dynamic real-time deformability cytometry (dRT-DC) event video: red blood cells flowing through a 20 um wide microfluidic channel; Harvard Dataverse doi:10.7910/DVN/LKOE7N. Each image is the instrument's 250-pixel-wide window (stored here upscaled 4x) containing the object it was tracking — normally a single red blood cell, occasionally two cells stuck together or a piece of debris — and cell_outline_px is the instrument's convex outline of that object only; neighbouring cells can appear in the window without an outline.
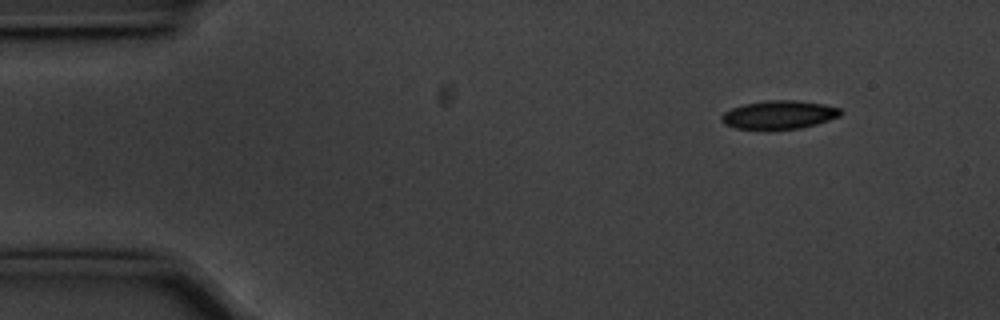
{"species": "common noctule bat (a hibernating species)", "species_latin": "Nyctalus noctula", "temperature_condition": "cold", "stored_images_in_passage": 51, "camera_frame_rate_fps": 3000, "um_per_image_px": 0.085, "animal": {"sex": "male", "body_mass_g": 20.1, "forearm_length_mm": 53.5}, "frame": {"image": 1, "passage_image": 1, "time_ms": 0.0, "image_size_px": [1000, 320], "cell_outline_px": [[840, 116], [816, 124], [800, 128], [736, 128], [724, 124], [720, 120], [720, 116], [724, 112], [732, 108], [744, 104], [764, 100], [796, 100], [824, 104], [840, 108]], "centroid_in_image_um": [66.2, 9.73], "position_along_channel_um": 18.8, "area_um2": 19.42}}
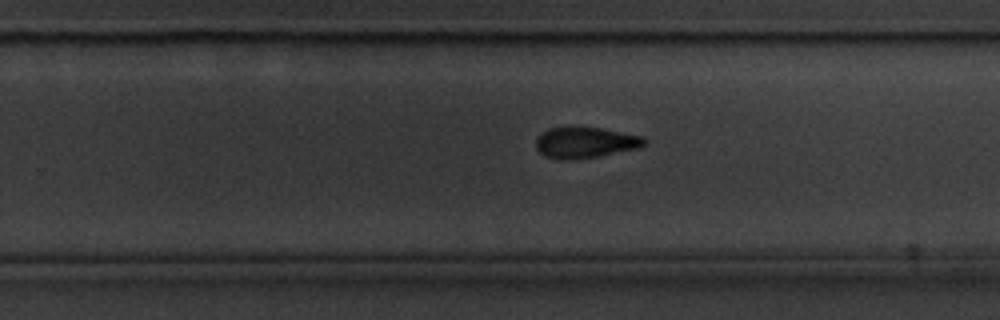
{"frame": {"image": 2, "passage_image": 30, "time_ms": 9.667, "image_size_px": [1000, 320], "cell_outline_px": [[648, 140], [640, 148], [596, 156], [568, 160], [560, 160], [544, 156], [536, 148], [536, 136], [540, 132], [548, 128], [564, 124], [572, 124], [600, 128], [644, 136]], "centroid_in_image_um": [49.68, 12.06], "position_along_channel_um": 280.1, "area_um2": 20.35}}
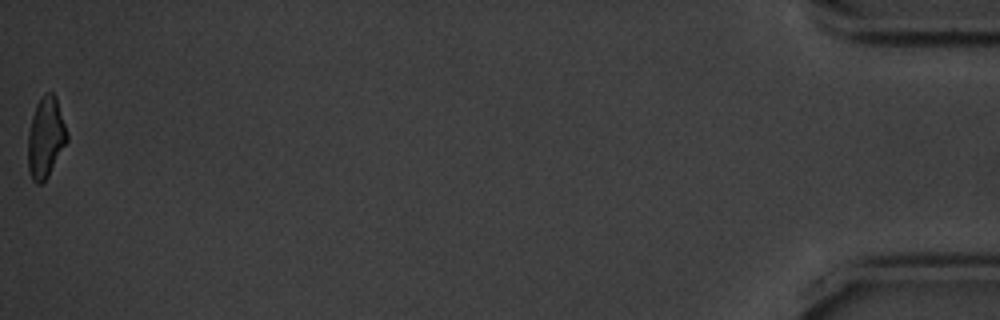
{"frame": {"image": 3, "passage_image": 51, "time_ms": 16.667, "image_size_px": [1000, 320], "cell_outline_px": [[68, 140], [48, 176], [40, 184], [36, 184], [32, 180], [28, 172], [28, 132], [32, 116], [36, 104], [44, 92], [52, 92], [56, 96], [68, 132]], "centroid_in_image_um": [3.88, 11.67], "position_along_channel_um": 431.3, "area_um2": 18.55}, "authors_computed_cell_mechanics": {"area_um2": 19.7098, "velocity_mm_per_s": 3.5603, "shape_relaxation_time_tau1_ms": 2.9381, "shape_relaxation_time_tau2_ms": 7.5356, "deformation_change_tau1": 0.0972, "deformation_change_tau2": 0.1335}}